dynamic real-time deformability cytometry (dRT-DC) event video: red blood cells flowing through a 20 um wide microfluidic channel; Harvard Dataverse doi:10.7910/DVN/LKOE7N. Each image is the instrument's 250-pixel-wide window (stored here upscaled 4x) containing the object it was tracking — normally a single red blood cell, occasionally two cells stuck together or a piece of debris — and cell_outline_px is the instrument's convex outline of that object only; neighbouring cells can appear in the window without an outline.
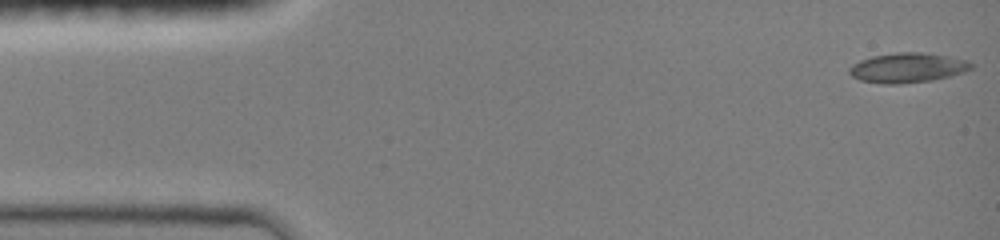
{"species": "common noctule bat (a hibernating species)", "species_latin": "Nyctalus noctula", "temperature_condition": "room temperature", "stored_images_in_passage": 47, "camera_frame_rate_fps": 3000, "um_per_image_px": 0.085, "animal": {"sex": "female", "body_mass_g": 19.0, "forearm_length_mm": 51.5}, "frame": {"image": 1, "passage_image": 1, "time_ms": 0.0, "image_size_px": [1000, 240], "cell_outline_px": [[976, 64], [972, 68], [964, 72], [932, 80], [900, 84], [880, 84], [860, 80], [852, 76], [848, 72], [848, 68], [852, 64], [860, 60], [872, 56], [896, 52], [920, 52], [968, 60]], "centroid_in_image_um": [77.12, 5.76], "position_along_channel_um": 7.9, "area_um2": 21.21}}
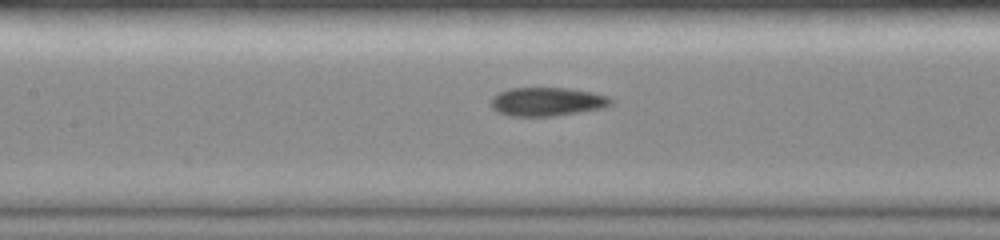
{"frame": {"image": 2, "passage_image": 21, "time_ms": 6.667, "image_size_px": [1000, 240], "cell_outline_px": [[612, 104], [604, 108], [552, 116], [508, 116], [496, 112], [492, 108], [492, 96], [508, 88], [568, 88], [592, 92], [608, 96], [612, 100]], "centroid_in_image_um": [46.49, 8.64], "position_along_channel_um": 160.9, "area_um2": 20.06}}
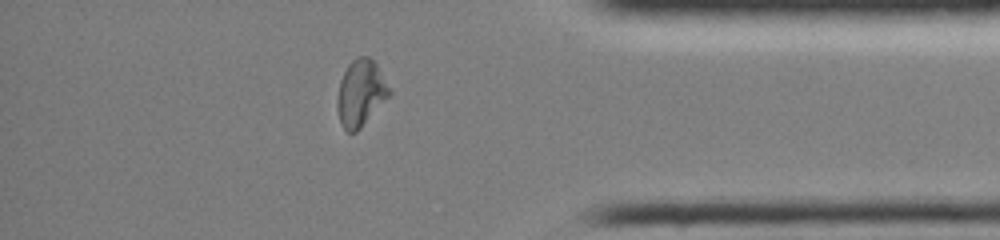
{"frame": {"image": 3, "passage_image": 40, "time_ms": 13.0, "image_size_px": [1000, 240], "cell_outline_px": [[392, 92], [360, 128], [356, 132], [348, 132], [340, 124], [336, 108], [336, 100], [340, 80], [348, 64], [356, 56], [368, 56], [376, 64]], "centroid_in_image_um": [30.62, 7.9], "position_along_channel_um": 404.6, "area_um2": 20.0}, "authors_computed_cell_mechanics": {"area_um2": 19.9988, "velocity_mm_per_s": 4.033, "shape_relaxation_time_tau1_ms": null, "shape_relaxation_time_tau2_ms": 1.8805, "deformation_change_tau1": null, "deformation_change_tau2": 0.0763}}